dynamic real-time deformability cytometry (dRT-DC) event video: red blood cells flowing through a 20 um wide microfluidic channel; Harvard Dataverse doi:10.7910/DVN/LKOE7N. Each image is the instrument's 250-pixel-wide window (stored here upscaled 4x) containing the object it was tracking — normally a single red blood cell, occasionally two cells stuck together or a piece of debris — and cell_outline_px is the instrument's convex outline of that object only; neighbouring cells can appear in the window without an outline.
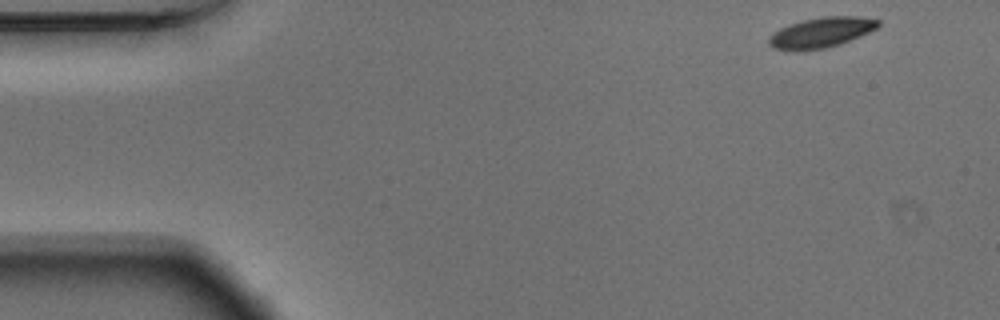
{"species": "Egyptian fruit bat (a non-hibernating species)", "species_latin": "Rousettus aegyptiacus", "temperature_condition": "warm", "stored_images_in_passage": 51, "camera_frame_rate_fps": 3000, "um_per_image_px": 0.085, "animal": {"sex": "male"}, "frame": {"image": 1, "passage_image": 1, "time_ms": 0.0, "image_size_px": [1000, 320], "cell_outline_px": [[880, 24], [876, 28], [868, 32], [840, 44], [824, 48], [772, 48], [768, 44], [768, 36], [780, 28], [788, 24], [804, 20], [824, 16], [860, 16], [880, 20]], "centroid_in_image_um": [69.83, 2.72], "position_along_channel_um": 15.2, "area_um2": 18.67}}
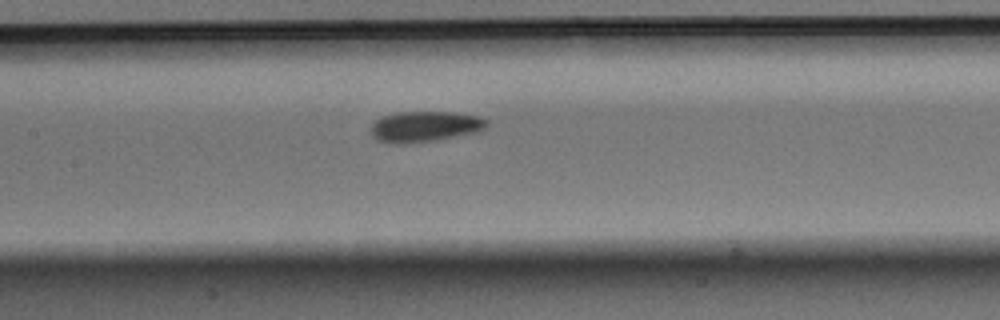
{"frame": {"image": 2, "passage_image": 22, "time_ms": 7.0, "image_size_px": [1000, 320], "cell_outline_px": [[488, 124], [484, 128], [476, 132], [436, 140], [404, 144], [392, 144], [380, 140], [372, 136], [372, 124], [380, 116], [396, 112], [456, 112], [480, 116], [488, 120]], "centroid_in_image_um": [36.12, 10.74], "position_along_channel_um": 171.3, "area_um2": 20.81}}
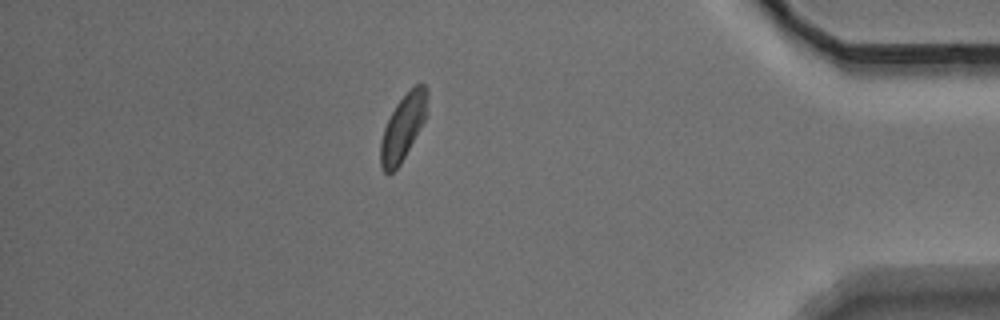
{"frame": {"image": 3, "passage_image": 44, "time_ms": 14.333, "image_size_px": [1000, 320], "cell_outline_px": [[428, 96], [424, 120], [420, 128], [400, 164], [392, 172], [384, 172], [380, 164], [380, 144], [384, 128], [396, 104], [416, 84], [424, 84], [428, 88]], "centroid_in_image_um": [34.25, 10.81], "position_along_channel_um": 400.9, "area_um2": 17.4}, "authors_computed_cell_mechanics": {"area_um2": 19.5942, "velocity_mm_per_s": 3.693, "shape_relaxation_time_tau1_ms": 2.5643, "shape_relaxation_time_tau2_ms": 5.4404, "deformation_change_tau1": 0.097, "deformation_change_tau2": 0.0938}}